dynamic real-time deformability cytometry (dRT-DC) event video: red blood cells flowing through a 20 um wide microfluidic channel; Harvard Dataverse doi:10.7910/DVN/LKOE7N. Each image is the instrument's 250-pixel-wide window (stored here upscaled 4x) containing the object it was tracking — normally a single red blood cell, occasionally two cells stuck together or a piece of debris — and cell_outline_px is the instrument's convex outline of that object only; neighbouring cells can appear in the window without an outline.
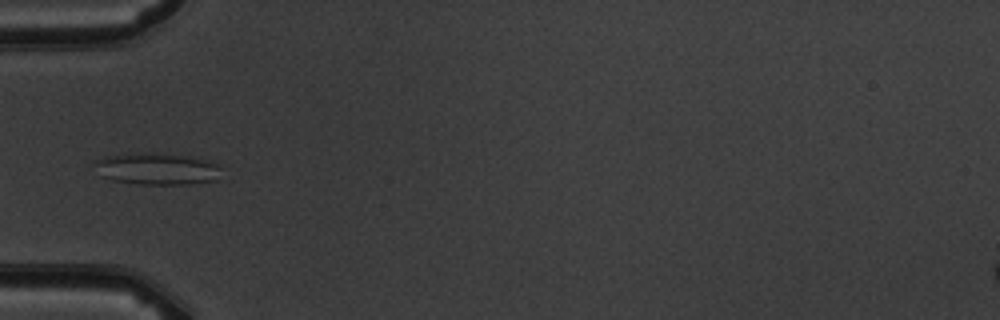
{"species": "common noctule bat (a hibernating species)", "species_latin": "Nyctalus noctula", "temperature_condition": "warm", "stored_images_in_passage": 5, "camera_frame_rate_fps": 3000, "um_per_image_px": 0.085, "animal": {"sex": "male", "body_mass_g": 19.5, "forearm_length_mm": 54.6}, "frame": {"image": 1, "passage_image": 5, "time_ms": 5.333, "image_size_px": [1000, 320], "cell_outline_px": [[220, 168], [216, 180], [192, 184], [136, 184], [112, 180], [100, 176], [92, 164], [92, 160], [104, 156], [144, 152], [192, 156], [208, 160], [220, 164]], "centroid_in_image_um": [13.29, 14.34], "position_along_channel_um": 71.7, "area_um2": 23.93}}